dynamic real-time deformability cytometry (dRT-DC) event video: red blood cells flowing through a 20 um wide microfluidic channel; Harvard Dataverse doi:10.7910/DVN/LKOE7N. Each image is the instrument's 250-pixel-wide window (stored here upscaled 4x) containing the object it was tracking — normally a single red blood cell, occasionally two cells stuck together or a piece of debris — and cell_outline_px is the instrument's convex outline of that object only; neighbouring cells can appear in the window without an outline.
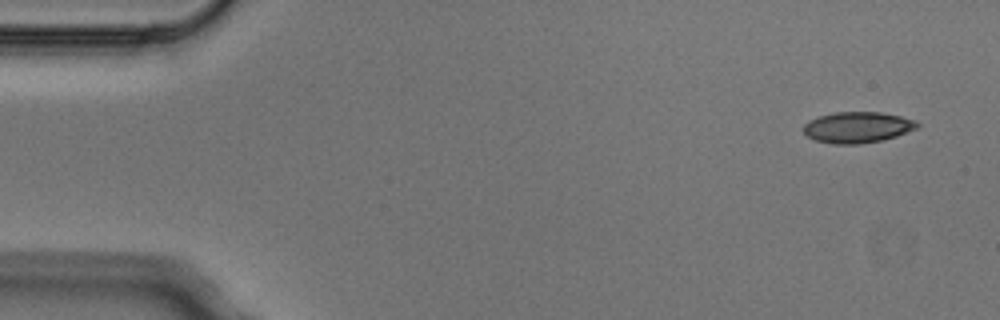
{"species": "Egyptian fruit bat (a non-hibernating species)", "species_latin": "Rousettus aegyptiacus", "temperature_condition": "cold", "stored_images_in_passage": 4, "camera_frame_rate_fps": 3000, "um_per_image_px": 0.085, "animal": {"sex": "male"}, "frame": {"image": 1, "passage_image": 1, "time_ms": 0.0, "image_size_px": [1000, 320], "cell_outline_px": [[920, 124], [916, 128], [896, 136], [884, 140], [860, 144], [832, 144], [816, 140], [808, 136], [804, 132], [804, 124], [808, 120], [820, 116], [836, 112], [880, 112], [900, 116], [916, 120]], "centroid_in_image_um": [72.89, 10.82], "position_along_channel_um": 12.1, "area_um2": 20.52}}
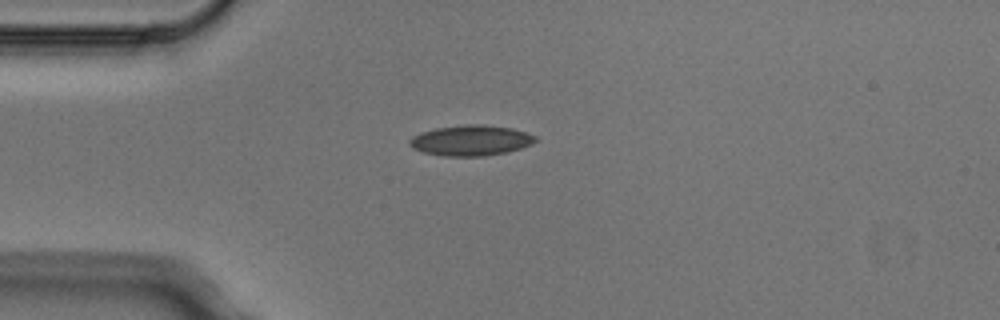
{"frame": {"image": 2, "passage_image": 4, "time_ms": 1.0, "image_size_px": [1000, 320], "cell_outline_px": [[536, 140], [520, 148], [504, 152], [484, 156], [440, 156], [424, 152], [412, 148], [408, 144], [408, 140], [412, 136], [420, 132], [436, 128], [468, 124], [480, 124], [512, 128], [536, 136]], "centroid_in_image_um": [39.94, 11.93], "position_along_channel_um": 45.1, "area_um2": 22.2}}